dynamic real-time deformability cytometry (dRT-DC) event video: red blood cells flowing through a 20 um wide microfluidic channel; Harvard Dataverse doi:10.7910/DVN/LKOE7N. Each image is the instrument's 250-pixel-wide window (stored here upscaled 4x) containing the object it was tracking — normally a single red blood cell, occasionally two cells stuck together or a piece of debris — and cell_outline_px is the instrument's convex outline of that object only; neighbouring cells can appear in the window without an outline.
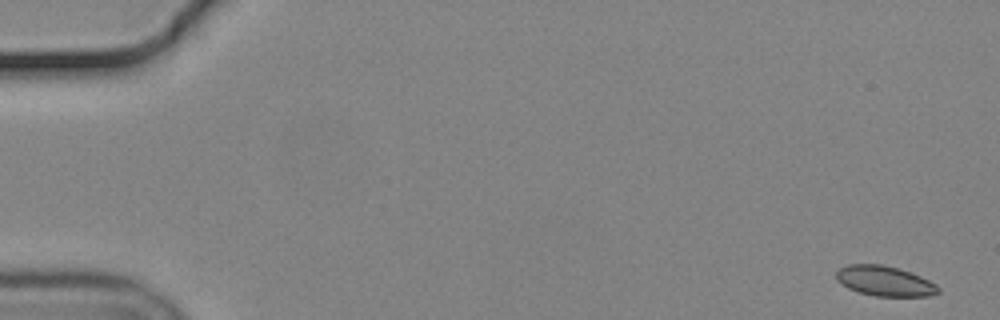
{"species": "common noctule bat (a hibernating species)", "species_latin": "Nyctalus noctula", "temperature_condition": "cold", "stored_images_in_passage": 55, "camera_frame_rate_fps": 3000, "um_per_image_px": 0.085, "animal": {"sex": "male", "body_mass_g": 19.2, "forearm_length_mm": 51.8}, "frame": {"image": 1, "passage_image": 1, "time_ms": 0.0, "image_size_px": [1000, 320], "cell_outline_px": [[940, 292], [928, 296], [876, 296], [860, 292], [848, 288], [836, 280], [836, 272], [840, 268], [848, 264], [880, 264], [896, 268], [920, 276], [936, 284], [940, 288]], "centroid_in_image_um": [75.19, 23.89], "position_along_channel_um": 9.8, "area_um2": 17.69}}
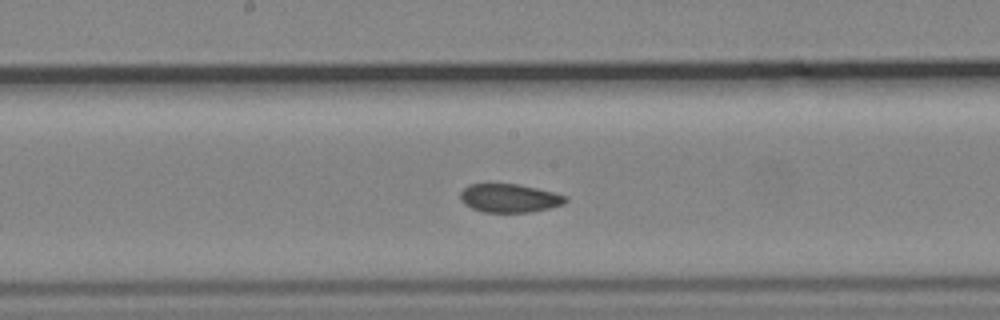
{"frame": {"image": 2, "passage_image": 29, "time_ms": 9.333, "image_size_px": [1000, 320], "cell_outline_px": [[568, 200], [564, 204], [548, 208], [528, 212], [484, 212], [472, 208], [464, 204], [460, 200], [460, 192], [468, 184], [516, 184], [556, 192], [568, 196]], "centroid_in_image_um": [43.31, 16.84], "position_along_channel_um": 204.9, "area_um2": 17.51}}
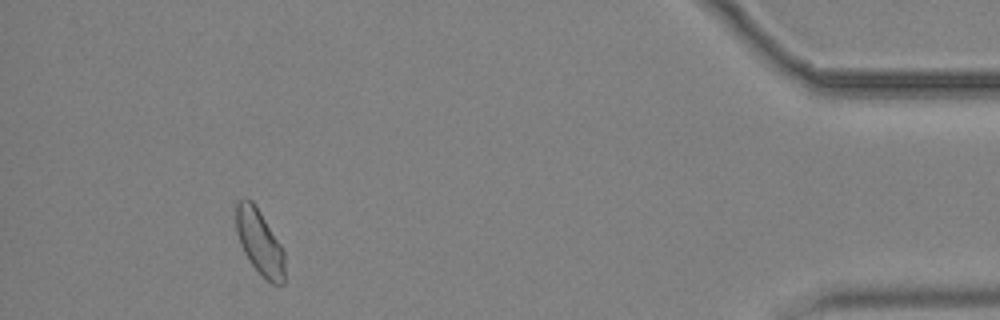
{"frame": {"image": 3, "passage_image": 51, "time_ms": 16.667, "image_size_px": [1000, 320], "cell_outline_px": [[284, 284], [272, 284], [248, 260], [240, 244], [236, 232], [236, 204], [244, 196], [252, 200], [260, 212], [280, 244], [284, 252]], "centroid_in_image_um": [22.05, 20.55], "position_along_channel_um": 413.2, "area_um2": 18.21}, "authors_computed_cell_mechanics": {"area_um2": 18.3226, "velocity_mm_per_s": 3.6848, "shape_relaxation_time_tau1_ms": null, "shape_relaxation_time_tau2_ms": 2.1897, "deformation_change_tau1": null, "deformation_change_tau2": 0.0576}}